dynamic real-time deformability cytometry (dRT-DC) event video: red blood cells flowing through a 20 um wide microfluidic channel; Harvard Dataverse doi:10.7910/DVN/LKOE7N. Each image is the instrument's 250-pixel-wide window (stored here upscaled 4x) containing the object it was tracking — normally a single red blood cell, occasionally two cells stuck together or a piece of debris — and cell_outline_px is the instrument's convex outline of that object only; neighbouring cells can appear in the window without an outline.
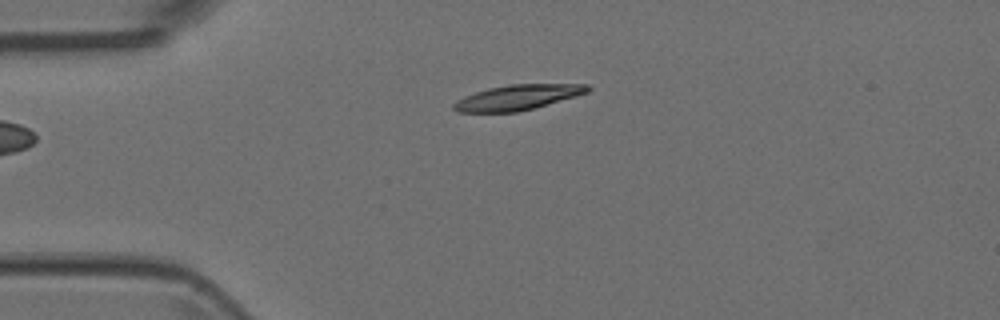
{"species": "Egyptian fruit bat (a non-hibernating species)", "species_latin": "Rousettus aegyptiacus", "temperature_condition": "room temperature", "stored_images_in_passage": 6, "camera_frame_rate_fps": 3000, "um_per_image_px": 0.085, "animal": {"sex": "female"}, "frame": {"image": 1, "passage_image": 6, "time_ms": 1.667, "image_size_px": [1000, 320], "cell_outline_px": [[592, 88], [588, 92], [576, 96], [532, 108], [516, 112], [460, 112], [452, 108], [452, 104], [456, 100], [464, 96], [488, 88], [508, 84], [588, 84]], "centroid_in_image_um": [43.98, 8.27], "position_along_channel_um": 41.0, "area_um2": 19.54}}